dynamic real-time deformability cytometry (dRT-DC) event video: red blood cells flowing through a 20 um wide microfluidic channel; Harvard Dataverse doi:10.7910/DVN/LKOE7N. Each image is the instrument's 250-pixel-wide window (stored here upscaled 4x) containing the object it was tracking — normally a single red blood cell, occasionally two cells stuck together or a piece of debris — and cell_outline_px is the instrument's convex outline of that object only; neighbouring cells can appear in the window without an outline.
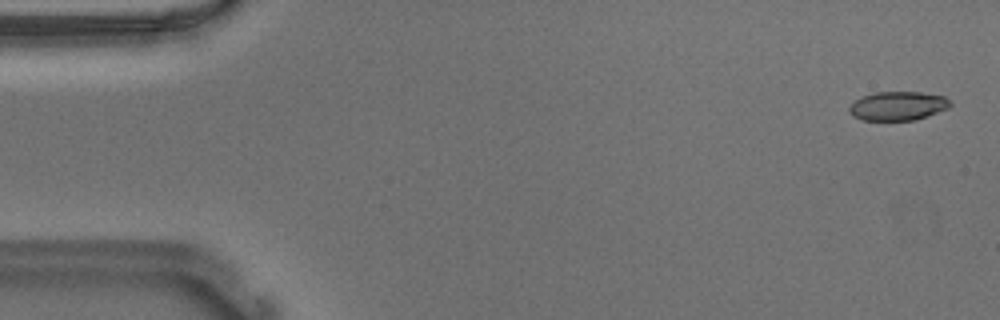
{"species": "Egyptian fruit bat (a non-hibernating species)", "species_latin": "Rousettus aegyptiacus", "temperature_condition": "warm", "stored_images_in_passage": 55, "camera_frame_rate_fps": 3000, "um_per_image_px": 0.085, "animal": {"sex": "male"}, "frame": {"image": 1, "passage_image": 2, "time_ms": 0.333, "image_size_px": [1000, 320], "cell_outline_px": [[952, 104], [948, 108], [928, 116], [916, 120], [864, 120], [852, 116], [848, 112], [848, 108], [856, 100], [864, 96], [876, 92], [920, 92], [944, 96]], "centroid_in_image_um": [76.32, 9.01], "position_along_channel_um": 8.7, "area_um2": 16.94}}
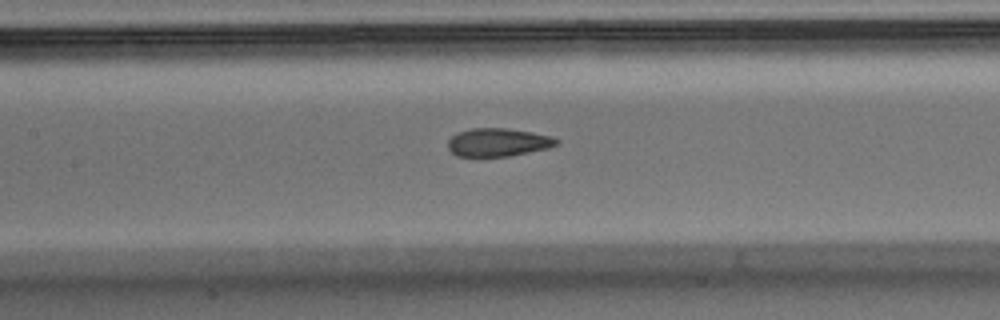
{"frame": {"image": 2, "passage_image": 25, "time_ms": 8.0, "image_size_px": [1000, 320], "cell_outline_px": [[560, 140], [556, 144], [548, 148], [508, 156], [456, 156], [448, 148], [448, 140], [456, 132], [472, 128], [508, 128], [532, 132], [552, 136]], "centroid_in_image_um": [42.32, 12.08], "position_along_channel_um": 165.1, "area_um2": 17.8}}
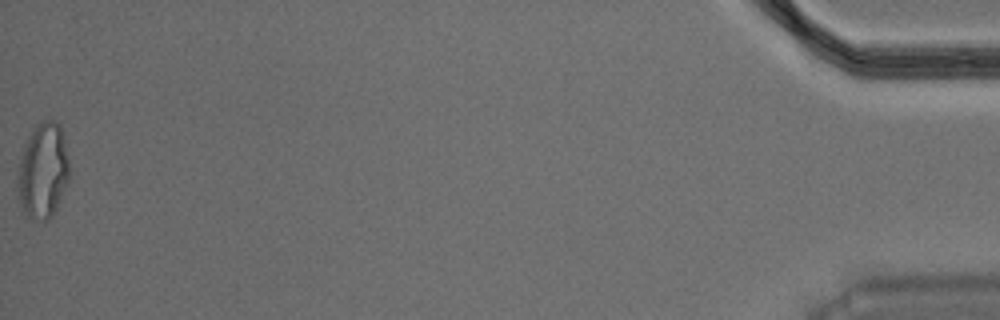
{"frame": {"image": 3, "passage_image": 55, "time_ms": 18.0, "image_size_px": [1000, 320], "cell_outline_px": [[68, 184], [52, 216], [48, 220], [32, 220], [24, 216], [20, 204], [16, 180], [16, 176], [24, 144], [32, 128], [36, 124], [44, 120], [56, 120], [60, 124], [64, 140], [68, 160]], "centroid_in_image_um": [3.62, 14.54], "position_along_channel_um": 431.6, "area_um2": 29.19}, "authors_computed_cell_mechanics": {"area_um2": 18.496, "velocity_mm_per_s": 3.6803, "shape_relaxation_time_tau1_ms": 9.7886, "shape_relaxation_time_tau2_ms": 1.5144, "deformation_change_tau1": 0.2568, "deformation_change_tau2": 0.083}}